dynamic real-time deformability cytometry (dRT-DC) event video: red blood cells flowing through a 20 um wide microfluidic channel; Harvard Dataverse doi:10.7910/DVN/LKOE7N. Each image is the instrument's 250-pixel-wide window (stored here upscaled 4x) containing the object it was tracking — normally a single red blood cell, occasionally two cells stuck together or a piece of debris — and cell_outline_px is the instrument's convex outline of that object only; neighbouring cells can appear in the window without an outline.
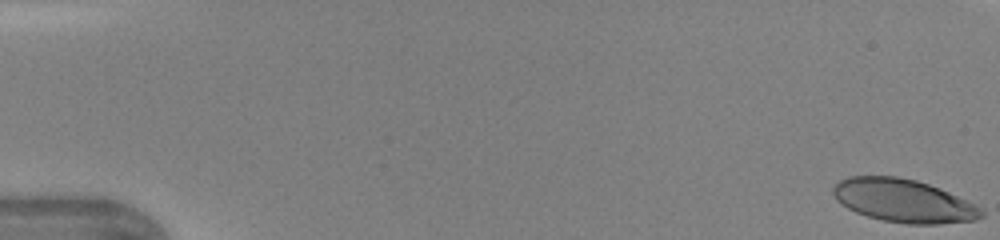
{"species": "human", "species_latin": "Homo sapiens", "temperature_condition": "warm", "stored_images_in_passage": 45, "camera_frame_rate_fps": 3000, "um_per_image_px": 0.085, "donor": {"sex": "female"}, "frame": {"image": 1, "passage_image": 1, "time_ms": 0.0, "image_size_px": [1000, 240], "cell_outline_px": [[984, 216], [976, 220], [936, 224], [904, 224], [884, 220], [868, 216], [856, 212], [840, 204], [836, 200], [832, 192], [832, 188], [840, 180], [848, 176], [896, 176], [916, 180], [940, 188], [976, 204], [984, 212]], "centroid_in_image_um": [76.8, 17.06], "position_along_channel_um": 8.2, "area_um2": 37.34}}
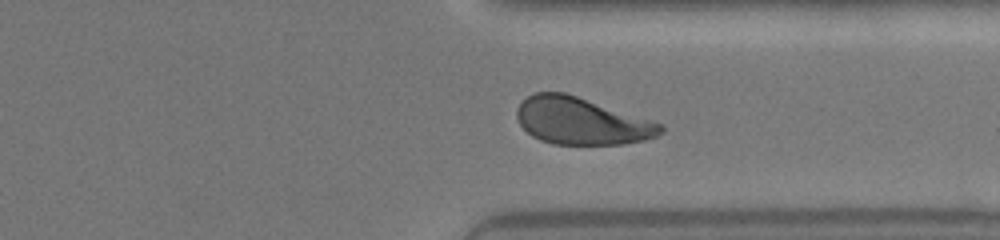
{"frame": {"image": 2, "passage_image": 35, "time_ms": 11.333, "image_size_px": [1000, 240], "cell_outline_px": [[664, 132], [656, 136], [644, 140], [624, 144], [552, 144], [540, 140], [532, 136], [520, 124], [516, 116], [516, 108], [528, 96], [536, 92], [564, 92], [652, 120], [660, 124], [664, 128]], "centroid_in_image_um": [49.41, 10.29], "position_along_channel_um": 362.0, "area_um2": 39.19}}
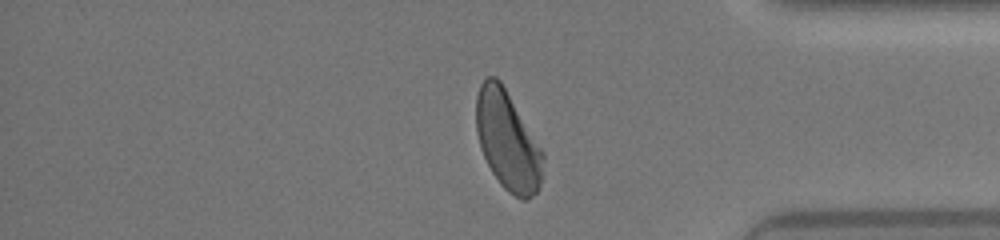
{"frame": {"image": 3, "passage_image": 38, "time_ms": 12.333, "image_size_px": [1000, 240], "cell_outline_px": [[544, 160], [540, 184], [536, 192], [528, 200], [524, 200], [508, 192], [500, 184], [492, 172], [480, 148], [476, 132], [476, 96], [480, 84], [488, 76], [496, 76], [500, 80], [544, 152]], "centroid_in_image_um": [43.14, 11.96], "position_along_channel_um": 392.1, "area_um2": 38.49}}